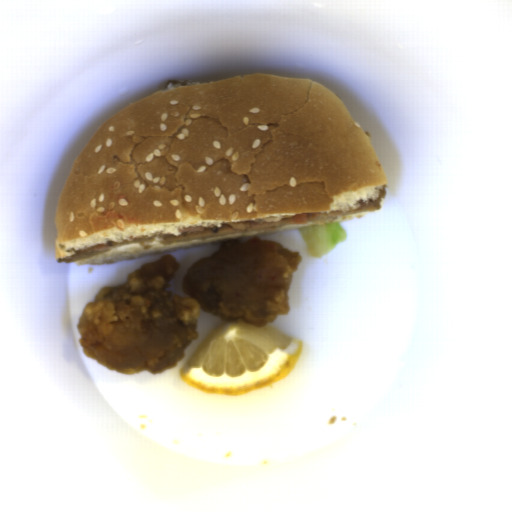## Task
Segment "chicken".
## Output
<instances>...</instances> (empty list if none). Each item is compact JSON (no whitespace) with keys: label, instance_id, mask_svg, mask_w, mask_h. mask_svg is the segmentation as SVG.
Here are the masks:
<instances>
[{"label":"chicken","instance_id":"ae283196","mask_svg":"<svg viewBox=\"0 0 512 512\" xmlns=\"http://www.w3.org/2000/svg\"><path fill=\"white\" fill-rule=\"evenodd\" d=\"M299 252L257 236L223 242L215 253L188 268L184 293L166 292L178 272L172 254L127 274L122 286L101 287L81 312L78 343L85 356L125 375H158L183 361L199 337L201 310L258 328L288 314Z\"/></svg>","mask_w":512,"mask_h":512}]
</instances>
